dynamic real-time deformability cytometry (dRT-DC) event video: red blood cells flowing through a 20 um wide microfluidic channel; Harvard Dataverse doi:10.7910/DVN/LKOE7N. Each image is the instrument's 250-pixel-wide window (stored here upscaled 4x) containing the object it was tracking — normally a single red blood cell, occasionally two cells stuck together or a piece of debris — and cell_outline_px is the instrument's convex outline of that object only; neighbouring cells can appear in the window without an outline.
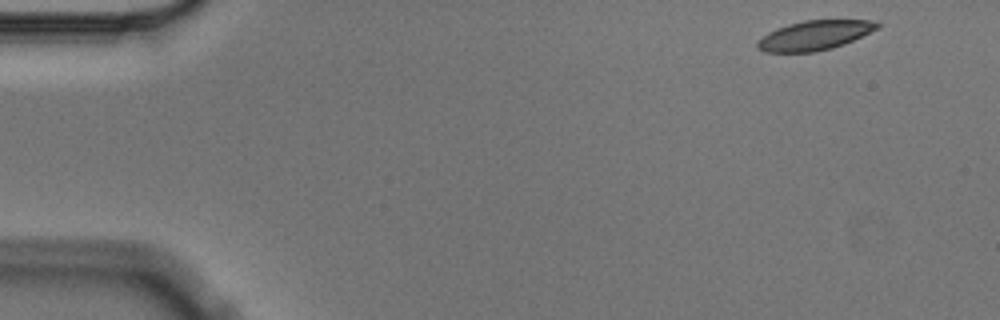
{"species": "Egyptian fruit bat (a non-hibernating species)", "species_latin": "Rousettus aegyptiacus", "temperature_condition": "cold", "stored_images_in_passage": 3, "camera_frame_rate_fps": 3000, "um_per_image_px": 0.085, "animal": {"sex": "male"}, "frame": {"image": 1, "passage_image": 1, "time_ms": 0.0, "image_size_px": [1000, 320], "cell_outline_px": [[880, 28], [844, 44], [832, 48], [816, 52], [764, 52], [756, 48], [756, 44], [768, 32], [776, 28], [788, 24], [804, 20], [872, 20], [880, 24]], "centroid_in_image_um": [69.25, 3.0], "position_along_channel_um": 15.8, "area_um2": 20.63}}
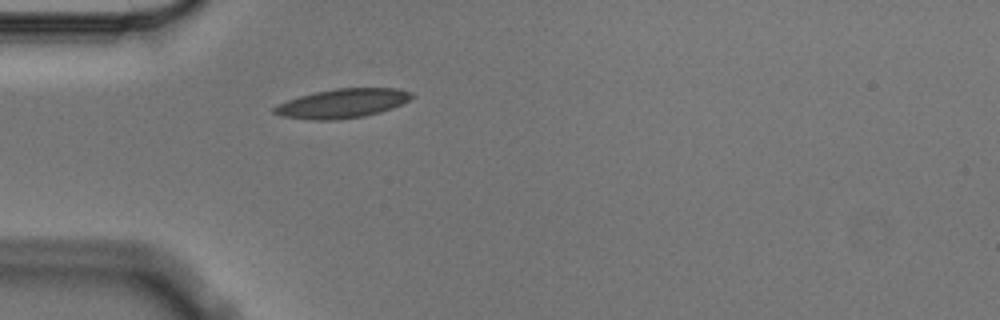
{"frame": {"image": 2, "passage_image": 3, "time_ms": 0.667, "image_size_px": [1000, 320], "cell_outline_px": [[416, 96], [392, 108], [380, 112], [364, 116], [336, 120], [312, 120], [280, 116], [272, 112], [272, 108], [288, 100], [300, 96], [316, 92], [336, 88], [396, 88], [412, 92]], "centroid_in_image_um": [29.11, 8.79], "position_along_channel_um": 55.9, "area_um2": 23.29}}